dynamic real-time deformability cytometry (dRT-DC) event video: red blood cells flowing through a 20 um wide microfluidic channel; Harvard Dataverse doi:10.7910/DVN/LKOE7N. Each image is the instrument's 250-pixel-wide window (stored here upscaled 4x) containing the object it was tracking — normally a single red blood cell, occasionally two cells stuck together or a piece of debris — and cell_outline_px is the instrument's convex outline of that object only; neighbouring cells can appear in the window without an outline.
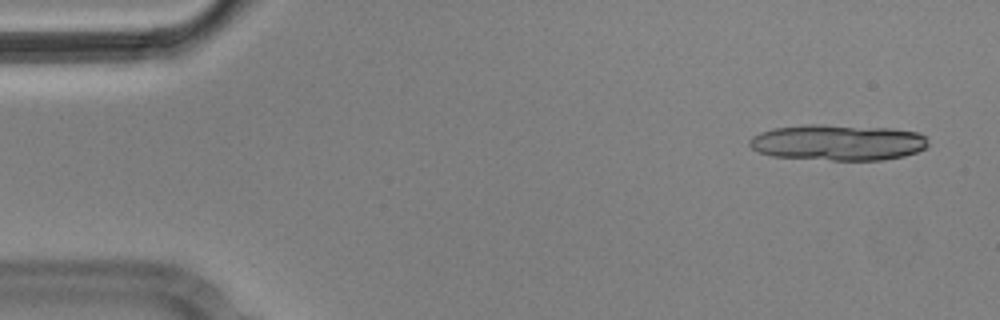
{"species": "Egyptian fruit bat (a non-hibernating species)", "species_latin": "Rousettus aegyptiacus", "temperature_condition": "cold", "stored_images_in_passage": 4, "camera_frame_rate_fps": 3000, "um_per_image_px": 0.085, "animal": {"sex": "male"}, "frame": {"image": 1, "passage_image": 1, "time_ms": 0.0, "image_size_px": [1000, 320], "cell_outline_px": [[928, 144], [924, 148], [916, 152], [904, 156], [884, 160], [832, 160], [772, 156], [760, 152], [752, 148], [748, 144], [748, 140], [752, 136], [760, 132], [776, 128], [804, 124], [820, 124], [892, 128], [916, 132], [924, 136]], "centroid_in_image_um": [71.2, 12.1], "position_along_channel_um": 13.8, "area_um2": 37.45}}